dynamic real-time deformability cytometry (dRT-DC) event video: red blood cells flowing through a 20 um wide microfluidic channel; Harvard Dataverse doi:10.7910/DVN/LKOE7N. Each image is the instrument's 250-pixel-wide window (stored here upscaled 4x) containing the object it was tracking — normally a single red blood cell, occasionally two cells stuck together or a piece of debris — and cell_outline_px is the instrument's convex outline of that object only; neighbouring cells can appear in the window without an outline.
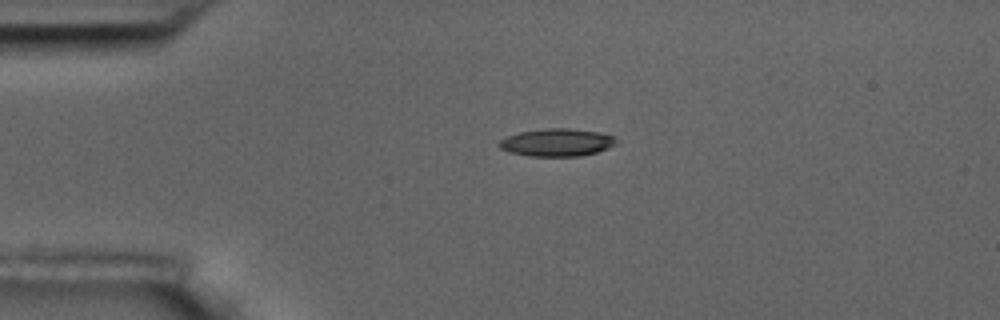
{"species": "common noctule bat (a hibernating species)", "species_latin": "Nyctalus noctula", "temperature_condition": "room temperature", "stored_images_in_passage": 2, "camera_frame_rate_fps": 3000, "um_per_image_px": 0.085, "animal": {"sex": "male", "body_mass_g": 17.5, "forearm_length_mm": 52.3}, "frame": {"image": 1, "passage_image": 1, "time_ms": 0.0, "image_size_px": [1000, 320], "cell_outline_px": [[616, 144], [608, 148], [596, 152], [580, 156], [528, 156], [508, 152], [500, 148], [496, 144], [504, 136], [520, 132], [544, 128], [568, 128], [596, 132], [616, 136]], "centroid_in_image_um": [47.28, 12.11], "position_along_channel_um": 37.7, "area_um2": 19.02}}